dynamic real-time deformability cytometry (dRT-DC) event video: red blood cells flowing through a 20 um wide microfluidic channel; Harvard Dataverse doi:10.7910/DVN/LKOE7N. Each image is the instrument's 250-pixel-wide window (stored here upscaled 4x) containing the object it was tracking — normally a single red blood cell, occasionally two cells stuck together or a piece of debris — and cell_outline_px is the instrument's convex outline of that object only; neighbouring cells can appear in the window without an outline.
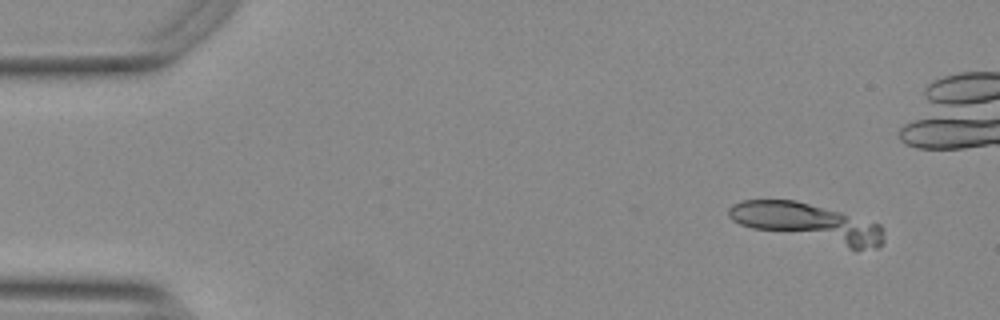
{"species": "Egyptian fruit bat (a non-hibernating species)", "species_latin": "Rousettus aegyptiacus", "temperature_condition": "warm", "stored_images_in_passage": 5, "camera_frame_rate_fps": 3000, "um_per_image_px": 0.085, "animal": {"sex": "female"}, "frame": {"image": 1, "passage_image": 1, "time_ms": 0.0, "image_size_px": [1000, 320], "cell_outline_px": [[884, 240], [880, 248], [848, 248], [752, 228], [740, 224], [732, 220], [728, 216], [728, 208], [732, 204], [744, 200], [796, 200], [840, 212], [880, 224]], "centroid_in_image_um": [68.65, 18.93], "position_along_channel_um": 16.4, "area_um2": 34.39}}